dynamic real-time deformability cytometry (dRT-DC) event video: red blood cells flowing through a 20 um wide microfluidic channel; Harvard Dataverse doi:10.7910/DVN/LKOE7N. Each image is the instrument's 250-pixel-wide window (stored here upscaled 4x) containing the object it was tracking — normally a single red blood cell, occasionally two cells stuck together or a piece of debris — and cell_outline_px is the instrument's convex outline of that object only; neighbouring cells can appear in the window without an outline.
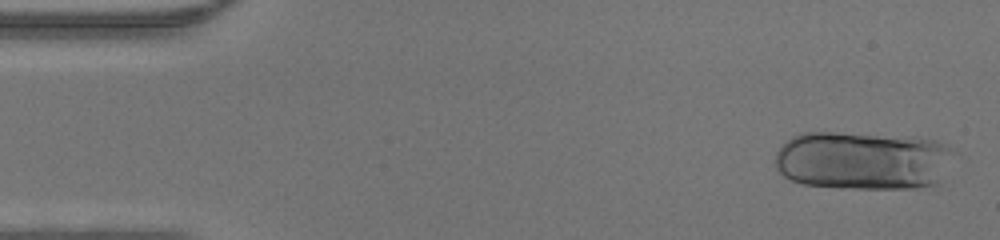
{"species": "human", "species_latin": "Homo sapiens", "temperature_condition": "warm", "stored_images_in_passage": 46, "camera_frame_rate_fps": 3000, "um_per_image_px": 0.085, "donor": {"sex": "male"}, "frame": {"image": 1, "passage_image": 2, "time_ms": 0.333, "image_size_px": [1000, 240], "cell_outline_px": [[956, 152], [936, 184], [916, 188], [836, 188], [800, 184], [784, 176], [776, 168], [776, 152], [792, 136], [800, 132], [836, 132], [916, 136], [936, 140]], "centroid_in_image_um": [73.33, 13.63], "position_along_channel_um": 11.7, "area_um2": 61.73}}
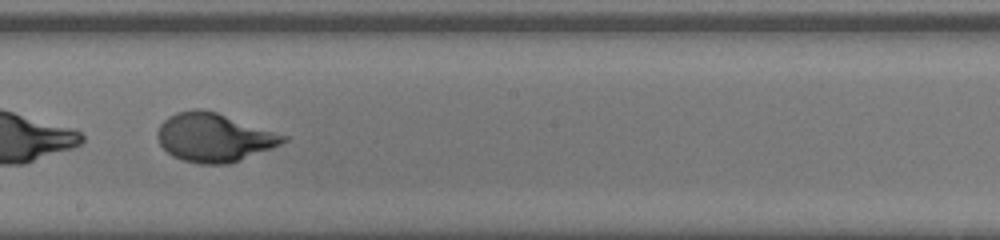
{"frame": {"image": 2, "passage_image": 26, "time_ms": 8.333, "image_size_px": [1000, 240], "cell_outline_px": [[288, 140], [272, 148], [240, 160], [228, 164], [200, 164], [184, 160], [172, 156], [160, 144], [156, 136], [156, 132], [160, 124], [168, 116], [176, 112], [192, 108], [200, 108], [216, 112], [288, 136]], "centroid_in_image_um": [18.16, 11.67], "position_along_channel_um": 230.0, "area_um2": 35.55}}
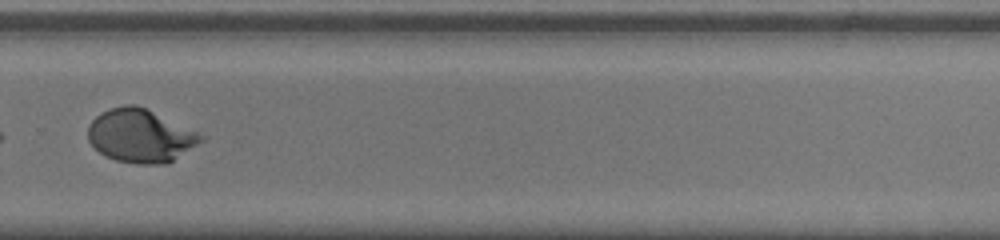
{"frame": {"image": 3, "passage_image": 32, "time_ms": 10.333, "image_size_px": [1000, 240], "cell_outline_px": [[208, 136], [204, 140], [168, 164], [136, 164], [116, 160], [104, 156], [88, 140], [88, 124], [100, 112], [124, 104], [136, 104], [200, 132]], "centroid_in_image_um": [11.96, 11.54], "position_along_channel_um": 317.8, "area_um2": 35.37}}